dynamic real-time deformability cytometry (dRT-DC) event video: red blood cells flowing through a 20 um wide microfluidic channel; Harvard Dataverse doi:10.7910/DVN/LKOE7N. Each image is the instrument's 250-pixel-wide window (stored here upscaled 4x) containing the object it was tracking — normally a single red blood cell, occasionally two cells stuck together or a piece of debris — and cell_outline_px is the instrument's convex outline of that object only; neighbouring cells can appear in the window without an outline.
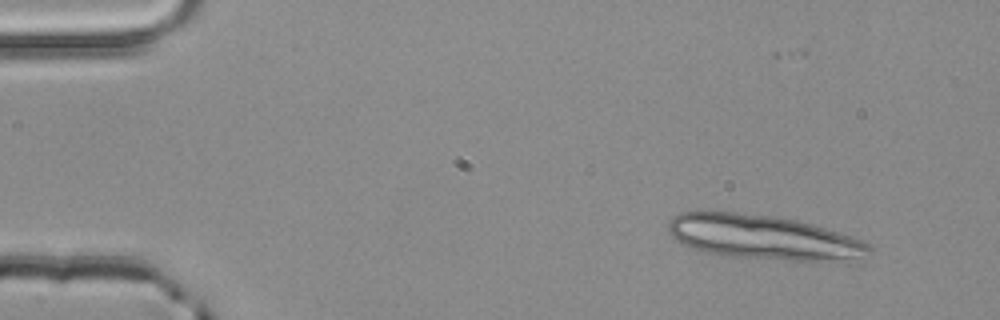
{"species": "common noctule bat (a hibernating species)", "species_latin": "Nyctalus noctula", "temperature_condition": "room temperature", "stored_images_in_passage": 4, "camera_frame_rate_fps": 3000, "um_per_image_px": 0.085, "animal": {"sex": "male", "body_mass_g": 20.4}, "frame": {"image": 1, "passage_image": 4, "time_ms": 1.0, "image_size_px": [1000, 320], "cell_outline_px": [[872, 252], [856, 256], [820, 260], [792, 260], [732, 256], [704, 252], [692, 248], [676, 240], [668, 232], [668, 220], [672, 216], [680, 212], [696, 208], [712, 208], [776, 216], [796, 220], [812, 224], [864, 240], [872, 248]], "centroid_in_image_um": [64.67, 20.08], "position_along_channel_um": 20.3, "area_um2": 52.37}}